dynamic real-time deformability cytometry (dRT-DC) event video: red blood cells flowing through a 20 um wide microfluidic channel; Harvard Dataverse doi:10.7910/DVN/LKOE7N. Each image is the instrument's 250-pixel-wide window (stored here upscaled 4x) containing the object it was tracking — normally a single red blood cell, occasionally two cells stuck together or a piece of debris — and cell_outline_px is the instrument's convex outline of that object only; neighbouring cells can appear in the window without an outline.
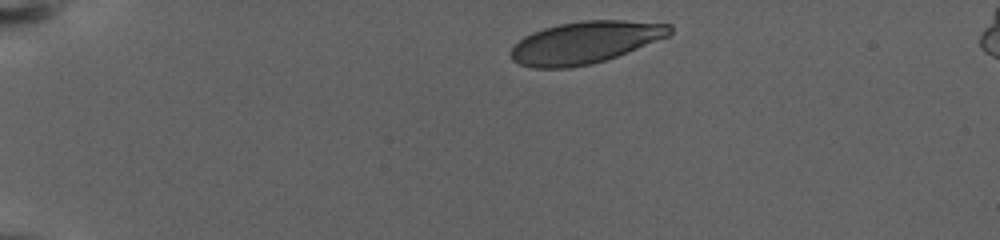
{"species": "human", "species_latin": "Homo sapiens", "temperature_condition": "warm", "stored_images_in_passage": 43, "camera_frame_rate_fps": 3000, "um_per_image_px": 0.085, "donor": {"sex": "female"}, "frame": {"image": 1, "passage_image": 1, "time_ms": 0.0, "image_size_px": [1000, 240], "cell_outline_px": [[672, 32], [668, 36], [628, 52], [592, 64], [568, 68], [532, 68], [520, 64], [512, 60], [512, 48], [524, 36], [532, 32], [544, 28], [560, 24], [580, 20], [624, 20], [672, 24]], "centroid_in_image_um": [49.74, 3.6], "position_along_channel_um": 35.3, "area_um2": 38.84}}
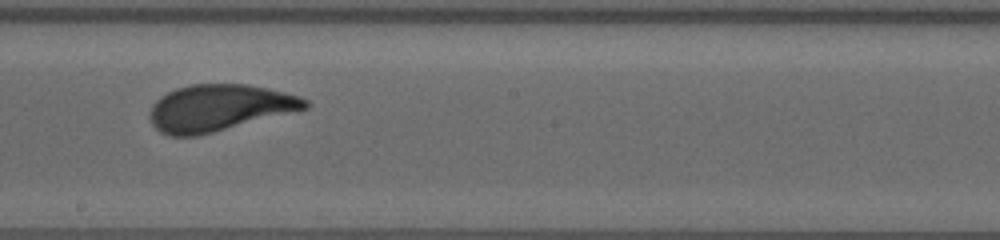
{"frame": {"image": 2, "passage_image": 24, "time_ms": 9.667, "image_size_px": [1000, 240], "cell_outline_px": [[308, 108], [196, 136], [168, 136], [160, 132], [152, 124], [148, 116], [148, 112], [152, 104], [160, 96], [176, 88], [192, 84], [248, 84], [268, 88], [300, 96], [308, 100]], "centroid_in_image_um": [18.58, 9.16], "position_along_channel_um": 229.6, "area_um2": 42.02}}
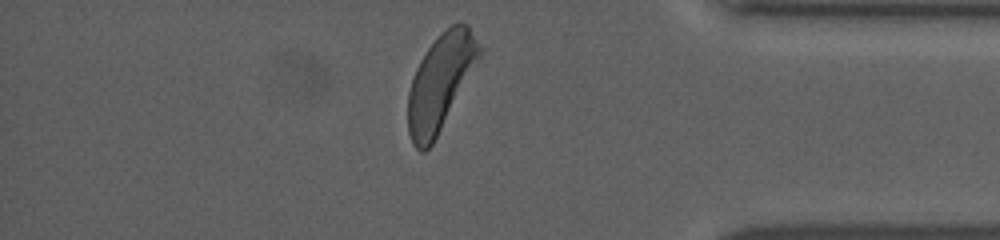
{"frame": {"image": 3, "passage_image": 41, "time_ms": 16.333, "image_size_px": [1000, 240], "cell_outline_px": [[484, 48], [480, 56], [432, 144], [424, 152], [420, 152], [412, 144], [408, 132], [408, 92], [416, 68], [420, 60], [428, 48], [440, 32], [452, 24], [460, 20], [468, 24]], "centroid_in_image_um": [37.43, 6.93], "position_along_channel_um": 397.8, "area_um2": 39.48}, "authors_computed_cell_mechanics": {"area_um2": 41.5004, "velocity_mm_per_s": 2.8042, "shape_relaxation_time_tau1_ms": 3.6714, "shape_relaxation_time_tau2_ms": null, "deformation_change_tau1": 0.1714, "deformation_change_tau2": null}}